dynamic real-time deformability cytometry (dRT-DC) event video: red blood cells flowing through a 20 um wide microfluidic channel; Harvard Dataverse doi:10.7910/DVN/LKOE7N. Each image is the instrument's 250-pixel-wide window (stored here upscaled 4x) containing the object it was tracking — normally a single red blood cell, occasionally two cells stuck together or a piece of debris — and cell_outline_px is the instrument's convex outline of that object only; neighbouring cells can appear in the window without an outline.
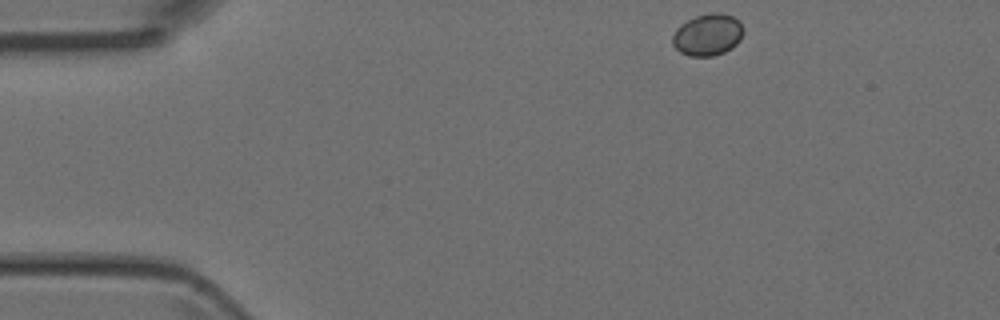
{"species": "Egyptian fruit bat (a non-hibernating species)", "species_latin": "Rousettus aegyptiacus", "temperature_condition": "room temperature", "stored_images_in_passage": 6, "camera_frame_rate_fps": 3000, "um_per_image_px": 0.085, "animal": {"sex": "female"}, "frame": {"image": 1, "passage_image": 6, "time_ms": 6.333, "image_size_px": [1000, 320], "cell_outline_px": [[744, 32], [740, 40], [732, 48], [724, 52], [712, 56], [688, 56], [680, 52], [672, 44], [672, 36], [676, 28], [680, 24], [696, 16], [712, 12], [720, 12], [732, 16], [740, 20], [744, 28]], "centroid_in_image_um": [60.17, 2.94], "position_along_channel_um": 24.8, "area_um2": 17.51}}